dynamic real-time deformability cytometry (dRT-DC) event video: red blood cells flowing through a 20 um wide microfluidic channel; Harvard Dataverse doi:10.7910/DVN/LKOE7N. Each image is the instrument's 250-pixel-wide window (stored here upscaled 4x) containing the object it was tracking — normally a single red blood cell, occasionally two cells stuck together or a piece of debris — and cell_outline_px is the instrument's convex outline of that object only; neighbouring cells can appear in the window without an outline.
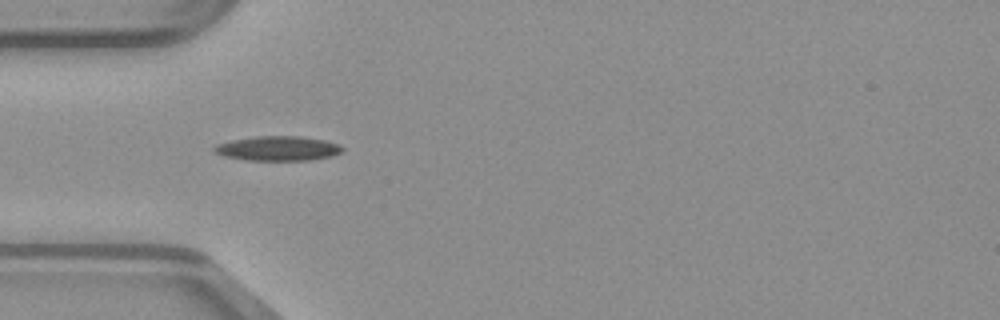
{"species": "common noctule bat (a hibernating species)", "species_latin": "Nyctalus noctula", "temperature_condition": "warm", "stored_images_in_passage": 35, "camera_frame_rate_fps": 3000, "um_per_image_px": 0.085, "animal": {"sex": "male", "body_mass_g": 23.1, "forearm_length_mm": 52.7}, "frame": {"image": 1, "passage_image": 1, "time_ms": 0.0, "image_size_px": [1000, 320], "cell_outline_px": [[344, 148], [340, 152], [332, 156], [312, 160], [244, 160], [224, 156], [212, 152], [212, 148], [216, 144], [232, 140], [256, 136], [300, 136], [324, 140], [336, 144]], "centroid_in_image_um": [23.57, 12.62], "position_along_channel_um": 61.4, "area_um2": 18.38}}
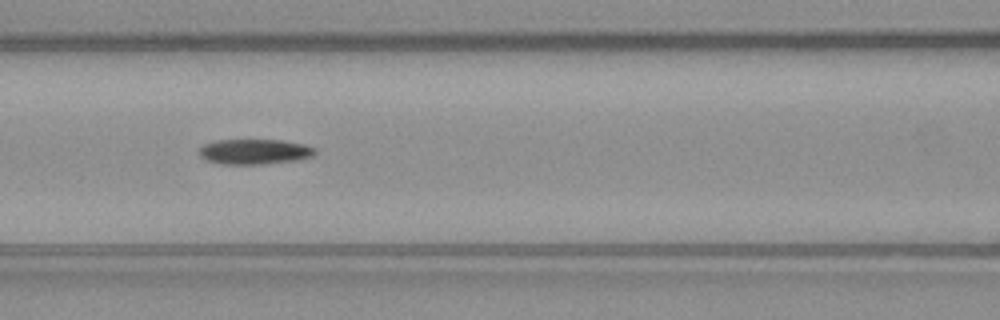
{"frame": {"image": 2, "passage_image": 7, "time_ms": 2.0, "image_size_px": [1000, 320], "cell_outline_px": [[316, 152], [312, 156], [300, 160], [260, 164], [220, 164], [208, 160], [200, 156], [200, 148], [204, 144], [216, 140], [284, 140], [304, 144], [316, 148]], "centroid_in_image_um": [21.67, 12.89], "position_along_channel_um": 144.9, "area_um2": 17.05}}
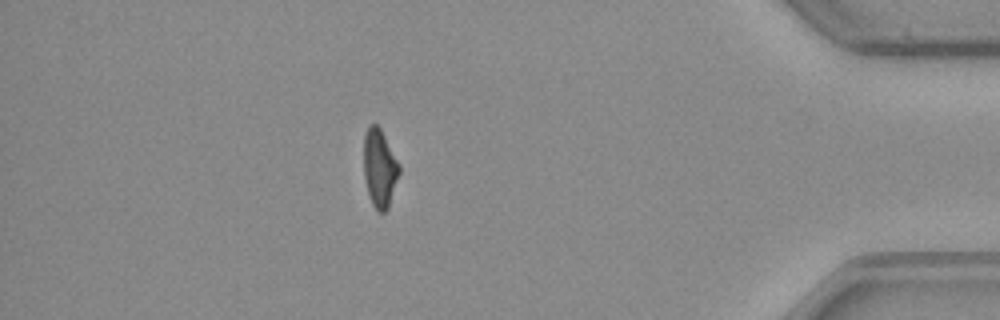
{"frame": {"image": 3, "passage_image": 29, "time_ms": 9.333, "image_size_px": [1000, 320], "cell_outline_px": [[400, 172], [388, 208], [384, 212], [380, 212], [372, 204], [368, 192], [364, 176], [364, 136], [368, 124], [376, 124], [380, 128], [400, 164]], "centroid_in_image_um": [32.27, 14.27], "position_along_channel_um": 402.9, "area_um2": 16.07}}